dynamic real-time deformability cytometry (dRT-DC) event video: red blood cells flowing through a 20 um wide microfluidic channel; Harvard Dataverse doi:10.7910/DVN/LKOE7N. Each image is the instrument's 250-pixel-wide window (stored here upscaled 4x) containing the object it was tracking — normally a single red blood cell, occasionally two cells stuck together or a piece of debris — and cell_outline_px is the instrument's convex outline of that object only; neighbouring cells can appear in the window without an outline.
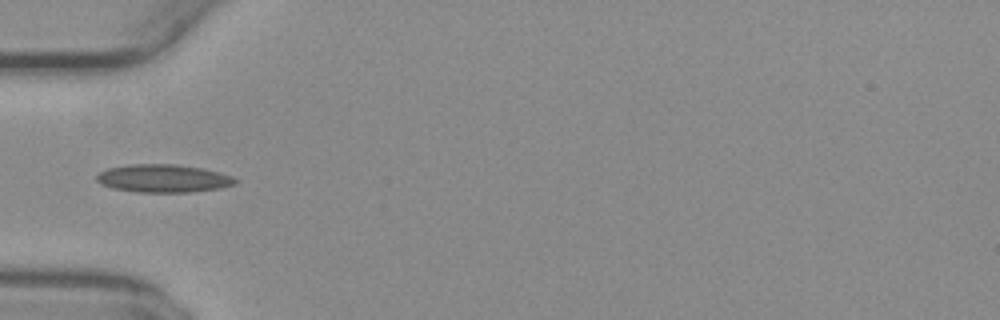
{"species": "common noctule bat (a hibernating species)", "species_latin": "Nyctalus noctula", "temperature_condition": "warm", "stored_images_in_passage": 3, "camera_frame_rate_fps": 3000, "um_per_image_px": 0.085, "animal": {"sex": "female", "body_mass_g": 29.2, "forearm_length_mm": 56.3}, "frame": {"image": 1, "passage_image": 1, "time_ms": 0.0, "image_size_px": [1000, 320], "cell_outline_px": [[236, 184], [220, 188], [188, 192], [136, 192], [112, 188], [100, 184], [96, 180], [96, 176], [100, 172], [108, 168], [128, 164], [176, 164], [200, 168], [232, 176], [236, 180]], "centroid_in_image_um": [13.83, 15.16], "position_along_channel_um": 71.2, "area_um2": 22.48}}